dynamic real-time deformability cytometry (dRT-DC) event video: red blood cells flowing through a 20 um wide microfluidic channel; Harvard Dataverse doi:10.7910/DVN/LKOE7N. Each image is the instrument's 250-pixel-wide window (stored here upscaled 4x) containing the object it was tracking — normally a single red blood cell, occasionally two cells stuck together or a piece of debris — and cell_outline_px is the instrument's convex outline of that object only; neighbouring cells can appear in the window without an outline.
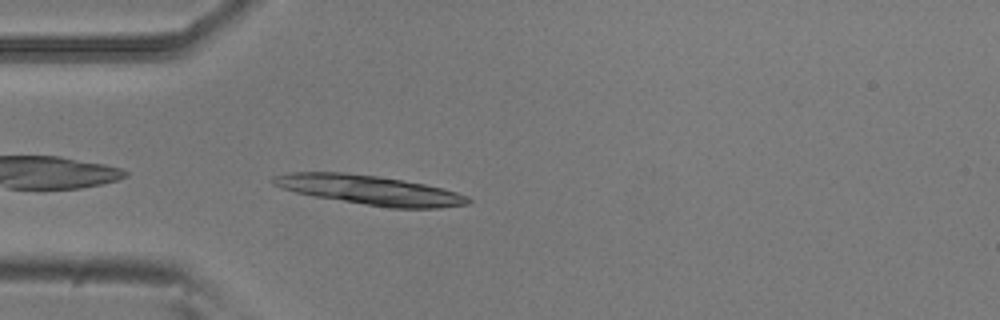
{"species": "common noctule bat (a hibernating species)", "species_latin": "Nyctalus noctula", "temperature_condition": "room temperature", "stored_images_in_passage": 40, "camera_frame_rate_fps": 3000, "um_per_image_px": 0.085, "animal": {"sex": "male", "body_mass_g": 20.5, "forearm_length_mm": 52.5}, "frame": {"image": 1, "passage_image": 2, "time_ms": 0.333, "image_size_px": [1000, 320], "cell_outline_px": [[472, 200], [468, 204], [440, 208], [392, 208], [364, 204], [312, 196], [280, 188], [272, 184], [272, 176], [292, 172], [344, 172], [376, 176], [424, 184], [456, 192], [468, 196]], "centroid_in_image_um": [31.39, 16.15], "position_along_channel_um": 53.6, "area_um2": 33.18}}